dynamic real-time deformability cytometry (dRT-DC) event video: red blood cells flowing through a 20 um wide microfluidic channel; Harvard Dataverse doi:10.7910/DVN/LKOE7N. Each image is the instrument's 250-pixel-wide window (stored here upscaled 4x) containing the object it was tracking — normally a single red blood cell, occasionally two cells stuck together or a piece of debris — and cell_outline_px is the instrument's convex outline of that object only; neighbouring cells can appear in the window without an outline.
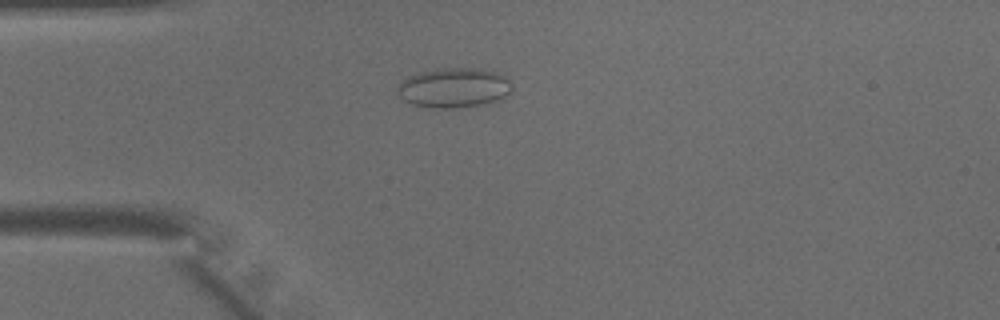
{"species": "common noctule bat (a hibernating species)", "species_latin": "Nyctalus noctula", "temperature_condition": "warm", "stored_images_in_passage": 45, "camera_frame_rate_fps": 3000, "um_per_image_px": 0.085, "animal": {"sex": "male", "body_mass_g": 15.6}, "frame": {"image": 1, "passage_image": 12, "time_ms": 3.667, "image_size_px": [1000, 320], "cell_outline_px": [[512, 88], [504, 96], [496, 100], [480, 104], [456, 108], [436, 108], [412, 104], [404, 100], [396, 92], [396, 84], [408, 76], [420, 72], [444, 68], [476, 68], [496, 72], [508, 76], [512, 84]], "centroid_in_image_um": [38.55, 7.44], "position_along_channel_um": 46.4, "area_um2": 26.53}}
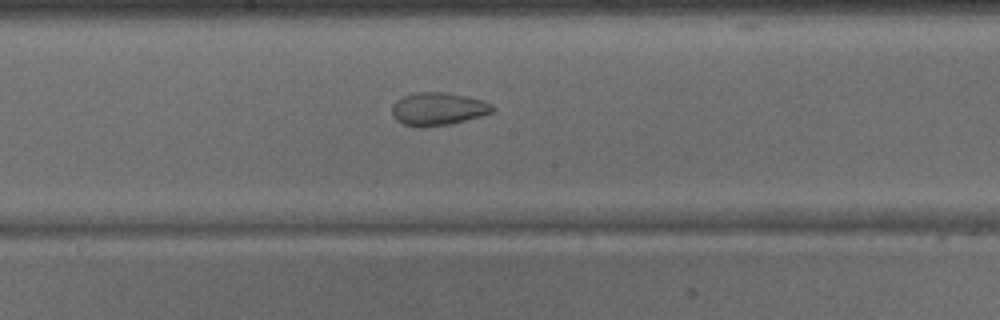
{"frame": {"image": 2, "passage_image": 24, "time_ms": 7.667, "image_size_px": [1000, 320], "cell_outline_px": [[496, 108], [492, 112], [480, 116], [452, 124], [420, 128], [404, 124], [396, 120], [392, 112], [392, 104], [396, 100], [412, 92], [444, 92], [484, 100], [492, 104]], "centroid_in_image_um": [37.23, 9.26], "position_along_channel_um": 211.0, "area_um2": 19.42}}
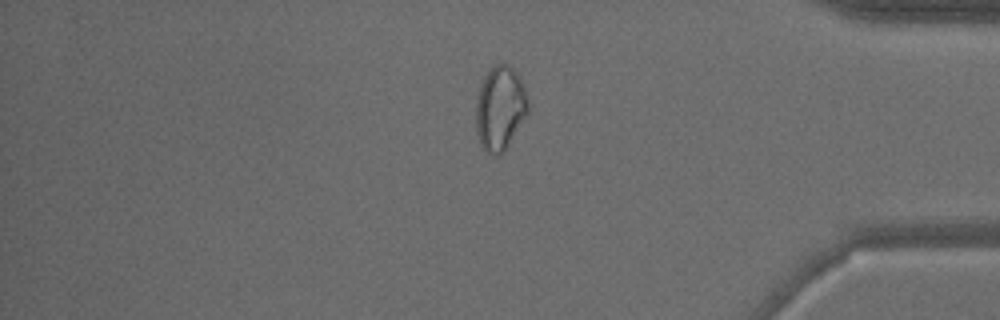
{"frame": {"image": 3, "passage_image": 38, "time_ms": 12.333, "image_size_px": [1000, 320], "cell_outline_px": [[528, 112], [508, 144], [496, 156], [488, 152], [480, 144], [476, 132], [476, 100], [480, 84], [484, 76], [496, 64], [504, 64], [512, 68], [520, 76], [528, 100]], "centroid_in_image_um": [42.49, 9.17], "position_along_channel_um": 392.7, "area_um2": 25.14}}